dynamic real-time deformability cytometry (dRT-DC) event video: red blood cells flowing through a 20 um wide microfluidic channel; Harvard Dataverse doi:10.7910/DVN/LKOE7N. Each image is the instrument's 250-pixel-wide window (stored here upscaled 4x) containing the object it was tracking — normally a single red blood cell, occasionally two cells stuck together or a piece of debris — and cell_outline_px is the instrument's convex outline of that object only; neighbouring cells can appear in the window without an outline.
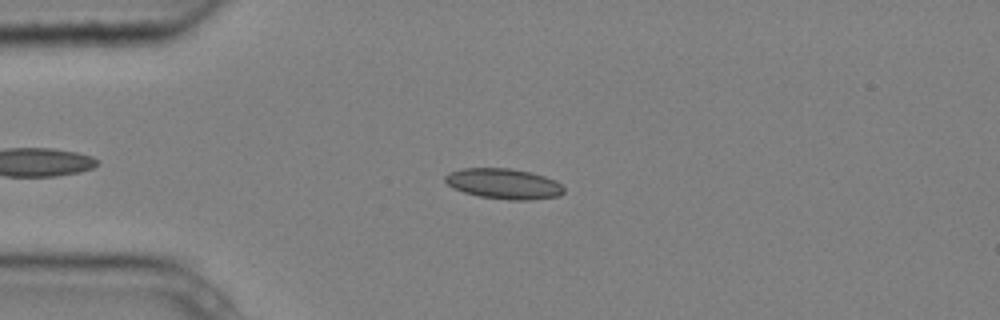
{"species": "common noctule bat (a hibernating species)", "species_latin": "Nyctalus noctula", "temperature_condition": "cold", "stored_images_in_passage": 7, "camera_frame_rate_fps": 3000, "um_per_image_px": 0.085, "animal": {"sex": "male", "body_mass_g": 20.4}, "frame": {"image": 1, "passage_image": 3, "time_ms": 0.667, "image_size_px": [1000, 320], "cell_outline_px": [[564, 192], [560, 196], [532, 200], [508, 200], [480, 196], [464, 192], [452, 188], [444, 180], [444, 176], [448, 172], [464, 168], [508, 168], [528, 172], [544, 176], [556, 180], [564, 188]], "centroid_in_image_um": [42.81, 15.62], "position_along_channel_um": 42.2, "area_um2": 21.1}}
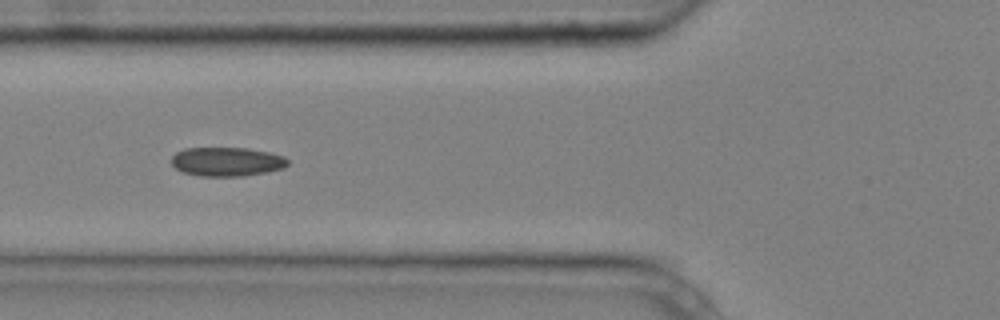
{"frame": {"image": 2, "passage_image": 5, "time_ms": 1.333, "image_size_px": [1000, 320], "cell_outline_px": [[288, 164], [284, 168], [268, 172], [244, 176], [200, 176], [180, 172], [172, 164], [172, 156], [176, 152], [184, 148], [248, 148], [268, 152], [284, 156], [288, 160]], "centroid_in_image_um": [19.28, 13.75], "position_along_channel_um": 106.5, "area_um2": 19.83}}
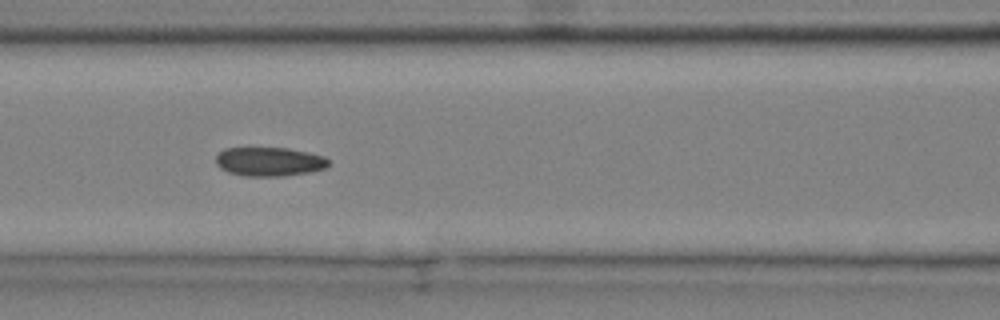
{"frame": {"image": 3, "passage_image": 6, "time_ms": 1.667, "image_size_px": [1000, 320], "cell_outline_px": [[332, 164], [324, 168], [308, 172], [284, 176], [244, 176], [228, 172], [220, 168], [216, 164], [216, 156], [224, 148], [288, 148], [308, 152], [324, 156]], "centroid_in_image_um": [22.89, 13.74], "position_along_channel_um": 143.7, "area_um2": 19.07}}